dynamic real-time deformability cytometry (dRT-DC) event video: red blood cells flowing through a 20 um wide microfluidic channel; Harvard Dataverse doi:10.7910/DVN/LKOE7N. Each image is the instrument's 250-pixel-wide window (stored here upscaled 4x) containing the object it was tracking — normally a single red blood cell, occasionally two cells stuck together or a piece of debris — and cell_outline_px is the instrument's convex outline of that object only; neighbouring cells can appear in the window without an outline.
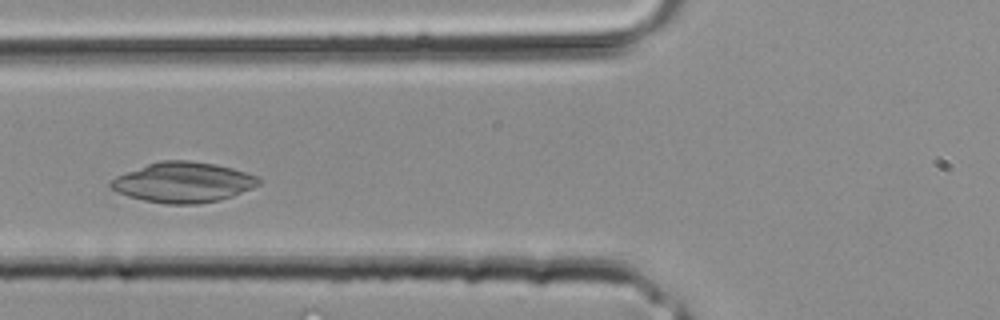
{"species": "common noctule bat (a hibernating species)", "species_latin": "Nyctalus noctula", "temperature_condition": "room temperature", "stored_images_in_passage": 30, "camera_frame_rate_fps": 3000, "um_per_image_px": 0.085, "animal": {"sex": "male", "body_mass_g": 20.4}, "frame": {"image": 1, "passage_image": 9, "time_ms": 2.667, "image_size_px": [1000, 320], "cell_outline_px": [[260, 184], [252, 188], [232, 196], [220, 200], [196, 204], [168, 204], [144, 200], [128, 196], [116, 192], [108, 184], [116, 176], [148, 164], [160, 160], [188, 160], [216, 164], [232, 168], [256, 176], [260, 180]], "centroid_in_image_um": [15.57, 15.5], "position_along_channel_um": 110.2, "area_um2": 34.51}}
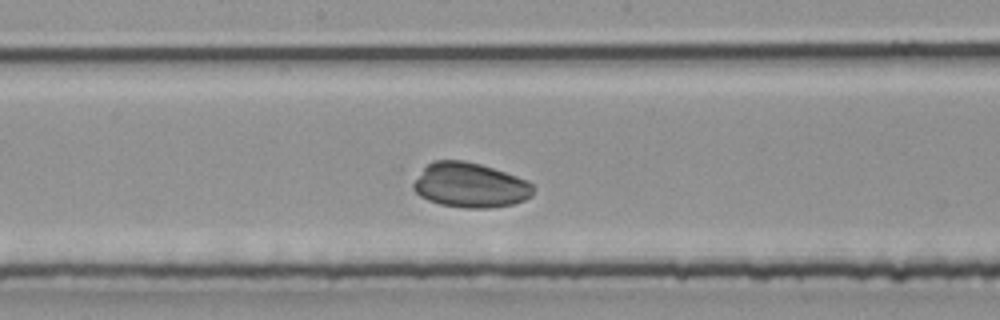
{"frame": {"image": 2, "passage_image": 14, "time_ms": 4.333, "image_size_px": [1000, 320], "cell_outline_px": [[536, 188], [532, 196], [524, 200], [512, 204], [492, 208], [464, 208], [440, 204], [428, 200], [420, 196], [412, 188], [412, 184], [424, 168], [432, 160], [464, 160], [480, 164], [528, 180], [536, 184]], "centroid_in_image_um": [39.99, 15.75], "position_along_channel_um": 208.2, "area_um2": 31.5}}
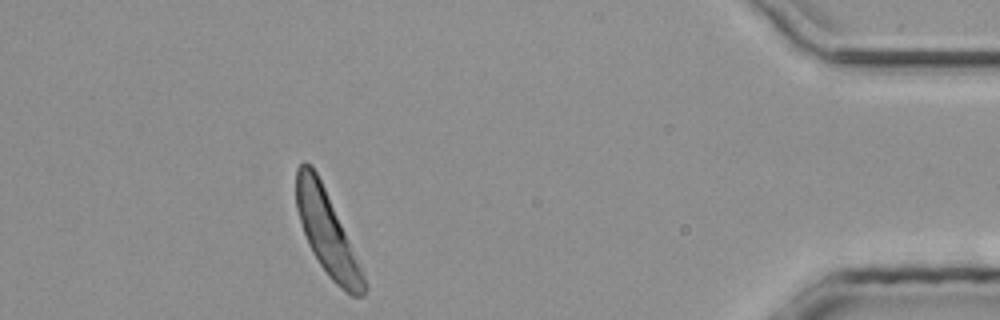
{"frame": {"image": 3, "passage_image": 27, "time_ms": 8.667, "image_size_px": [1000, 320], "cell_outline_px": [[368, 288], [364, 296], [352, 296], [340, 288], [328, 276], [312, 252], [308, 244], [296, 208], [296, 168], [304, 160], [312, 164], [324, 188], [368, 284]], "centroid_in_image_um": [27.77, 19.8], "position_along_channel_um": 407.4, "area_um2": 32.02}}